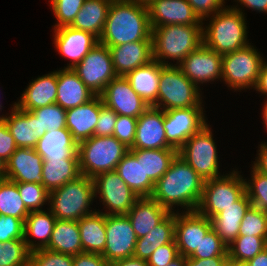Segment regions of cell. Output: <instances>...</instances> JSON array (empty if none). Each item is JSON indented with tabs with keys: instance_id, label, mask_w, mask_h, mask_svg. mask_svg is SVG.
I'll return each mask as SVG.
<instances>
[{
	"instance_id": "6da1fadb",
	"label": "cell",
	"mask_w": 267,
	"mask_h": 266,
	"mask_svg": "<svg viewBox=\"0 0 267 266\" xmlns=\"http://www.w3.org/2000/svg\"><path fill=\"white\" fill-rule=\"evenodd\" d=\"M204 181L179 155L170 164L167 172L155 183L150 196L169 212L180 206L183 212L196 211Z\"/></svg>"
},
{
	"instance_id": "7a4b0ae2",
	"label": "cell",
	"mask_w": 267,
	"mask_h": 266,
	"mask_svg": "<svg viewBox=\"0 0 267 266\" xmlns=\"http://www.w3.org/2000/svg\"><path fill=\"white\" fill-rule=\"evenodd\" d=\"M137 41H152L147 5L127 0H112L99 43L117 46Z\"/></svg>"
},
{
	"instance_id": "3957f363",
	"label": "cell",
	"mask_w": 267,
	"mask_h": 266,
	"mask_svg": "<svg viewBox=\"0 0 267 266\" xmlns=\"http://www.w3.org/2000/svg\"><path fill=\"white\" fill-rule=\"evenodd\" d=\"M203 22V44L220 55L237 51L250 44L246 17L228 5Z\"/></svg>"
},
{
	"instance_id": "277c9868",
	"label": "cell",
	"mask_w": 267,
	"mask_h": 266,
	"mask_svg": "<svg viewBox=\"0 0 267 266\" xmlns=\"http://www.w3.org/2000/svg\"><path fill=\"white\" fill-rule=\"evenodd\" d=\"M202 44L203 25H166L152 29L153 60L162 65L177 66Z\"/></svg>"
},
{
	"instance_id": "5b68a950",
	"label": "cell",
	"mask_w": 267,
	"mask_h": 266,
	"mask_svg": "<svg viewBox=\"0 0 267 266\" xmlns=\"http://www.w3.org/2000/svg\"><path fill=\"white\" fill-rule=\"evenodd\" d=\"M93 178L84 175L49 193V210L58 220L79 221L96 211ZM90 208V209H89Z\"/></svg>"
},
{
	"instance_id": "8992f818",
	"label": "cell",
	"mask_w": 267,
	"mask_h": 266,
	"mask_svg": "<svg viewBox=\"0 0 267 266\" xmlns=\"http://www.w3.org/2000/svg\"><path fill=\"white\" fill-rule=\"evenodd\" d=\"M129 148L112 136H92L78 143L79 169L81 175H96L116 170Z\"/></svg>"
},
{
	"instance_id": "52a82bcc",
	"label": "cell",
	"mask_w": 267,
	"mask_h": 266,
	"mask_svg": "<svg viewBox=\"0 0 267 266\" xmlns=\"http://www.w3.org/2000/svg\"><path fill=\"white\" fill-rule=\"evenodd\" d=\"M201 89L191 82L176 65L161 69L157 108L164 111L189 107H203Z\"/></svg>"
},
{
	"instance_id": "ba28073f",
	"label": "cell",
	"mask_w": 267,
	"mask_h": 266,
	"mask_svg": "<svg viewBox=\"0 0 267 266\" xmlns=\"http://www.w3.org/2000/svg\"><path fill=\"white\" fill-rule=\"evenodd\" d=\"M237 169L204 181L202 196L196 211L211 219L233 205L246 193L244 176Z\"/></svg>"
},
{
	"instance_id": "9c48e42d",
	"label": "cell",
	"mask_w": 267,
	"mask_h": 266,
	"mask_svg": "<svg viewBox=\"0 0 267 266\" xmlns=\"http://www.w3.org/2000/svg\"><path fill=\"white\" fill-rule=\"evenodd\" d=\"M254 45L222 55V80L235 91L254 89L264 61Z\"/></svg>"
},
{
	"instance_id": "30bf717a",
	"label": "cell",
	"mask_w": 267,
	"mask_h": 266,
	"mask_svg": "<svg viewBox=\"0 0 267 266\" xmlns=\"http://www.w3.org/2000/svg\"><path fill=\"white\" fill-rule=\"evenodd\" d=\"M210 124L192 135L178 150V155L186 161L203 181L221 177L218 150L213 139Z\"/></svg>"
},
{
	"instance_id": "8fae6325",
	"label": "cell",
	"mask_w": 267,
	"mask_h": 266,
	"mask_svg": "<svg viewBox=\"0 0 267 266\" xmlns=\"http://www.w3.org/2000/svg\"><path fill=\"white\" fill-rule=\"evenodd\" d=\"M94 192L103 204L105 211H99L105 215H126L139 198L114 171L103 172L93 178ZM99 195V196H97Z\"/></svg>"
},
{
	"instance_id": "7c38bea8",
	"label": "cell",
	"mask_w": 267,
	"mask_h": 266,
	"mask_svg": "<svg viewBox=\"0 0 267 266\" xmlns=\"http://www.w3.org/2000/svg\"><path fill=\"white\" fill-rule=\"evenodd\" d=\"M73 70L80 80L96 95L117 77L108 46L98 43Z\"/></svg>"
},
{
	"instance_id": "4fadbf2b",
	"label": "cell",
	"mask_w": 267,
	"mask_h": 266,
	"mask_svg": "<svg viewBox=\"0 0 267 266\" xmlns=\"http://www.w3.org/2000/svg\"><path fill=\"white\" fill-rule=\"evenodd\" d=\"M204 107H189L164 111V129L167 142L179 150L206 122Z\"/></svg>"
},
{
	"instance_id": "5bb4252c",
	"label": "cell",
	"mask_w": 267,
	"mask_h": 266,
	"mask_svg": "<svg viewBox=\"0 0 267 266\" xmlns=\"http://www.w3.org/2000/svg\"><path fill=\"white\" fill-rule=\"evenodd\" d=\"M137 239L126 215H106V246L102 256L109 263L133 257Z\"/></svg>"
},
{
	"instance_id": "9a60e30c",
	"label": "cell",
	"mask_w": 267,
	"mask_h": 266,
	"mask_svg": "<svg viewBox=\"0 0 267 266\" xmlns=\"http://www.w3.org/2000/svg\"><path fill=\"white\" fill-rule=\"evenodd\" d=\"M177 66L199 89L201 84L222 80V55L204 44L188 54Z\"/></svg>"
},
{
	"instance_id": "2e32d148",
	"label": "cell",
	"mask_w": 267,
	"mask_h": 266,
	"mask_svg": "<svg viewBox=\"0 0 267 266\" xmlns=\"http://www.w3.org/2000/svg\"><path fill=\"white\" fill-rule=\"evenodd\" d=\"M212 228L209 218L197 211L175 212V241L179 255L190 257Z\"/></svg>"
},
{
	"instance_id": "e0dca14e",
	"label": "cell",
	"mask_w": 267,
	"mask_h": 266,
	"mask_svg": "<svg viewBox=\"0 0 267 266\" xmlns=\"http://www.w3.org/2000/svg\"><path fill=\"white\" fill-rule=\"evenodd\" d=\"M105 106L113 109L118 115L139 118L150 107L132 89L124 76L114 78L100 94Z\"/></svg>"
},
{
	"instance_id": "ac0fdd59",
	"label": "cell",
	"mask_w": 267,
	"mask_h": 266,
	"mask_svg": "<svg viewBox=\"0 0 267 266\" xmlns=\"http://www.w3.org/2000/svg\"><path fill=\"white\" fill-rule=\"evenodd\" d=\"M53 30L55 50L62 55L61 57L68 58L71 62L67 63L64 68L73 69L99 43V39L92 33L71 26H63Z\"/></svg>"
},
{
	"instance_id": "d6986e66",
	"label": "cell",
	"mask_w": 267,
	"mask_h": 266,
	"mask_svg": "<svg viewBox=\"0 0 267 266\" xmlns=\"http://www.w3.org/2000/svg\"><path fill=\"white\" fill-rule=\"evenodd\" d=\"M147 9L152 29L166 25H203L187 0H151Z\"/></svg>"
},
{
	"instance_id": "ffe728a7",
	"label": "cell",
	"mask_w": 267,
	"mask_h": 266,
	"mask_svg": "<svg viewBox=\"0 0 267 266\" xmlns=\"http://www.w3.org/2000/svg\"><path fill=\"white\" fill-rule=\"evenodd\" d=\"M130 149H175L166 140L164 110L150 106L137 118L136 136Z\"/></svg>"
},
{
	"instance_id": "44dd1931",
	"label": "cell",
	"mask_w": 267,
	"mask_h": 266,
	"mask_svg": "<svg viewBox=\"0 0 267 266\" xmlns=\"http://www.w3.org/2000/svg\"><path fill=\"white\" fill-rule=\"evenodd\" d=\"M43 159L34 148H17L5 163L4 178L18 183L43 184Z\"/></svg>"
},
{
	"instance_id": "7402d4cb",
	"label": "cell",
	"mask_w": 267,
	"mask_h": 266,
	"mask_svg": "<svg viewBox=\"0 0 267 266\" xmlns=\"http://www.w3.org/2000/svg\"><path fill=\"white\" fill-rule=\"evenodd\" d=\"M0 122L6 123L18 148H35L40 139V125L31 111L18 109L14 102L10 113L0 115Z\"/></svg>"
},
{
	"instance_id": "603a6c76",
	"label": "cell",
	"mask_w": 267,
	"mask_h": 266,
	"mask_svg": "<svg viewBox=\"0 0 267 266\" xmlns=\"http://www.w3.org/2000/svg\"><path fill=\"white\" fill-rule=\"evenodd\" d=\"M108 47L117 76L125 77L153 60L152 41H137Z\"/></svg>"
},
{
	"instance_id": "cb8c5ba5",
	"label": "cell",
	"mask_w": 267,
	"mask_h": 266,
	"mask_svg": "<svg viewBox=\"0 0 267 266\" xmlns=\"http://www.w3.org/2000/svg\"><path fill=\"white\" fill-rule=\"evenodd\" d=\"M103 105L100 95H96L87 103L66 110V128L78 143L94 136Z\"/></svg>"
},
{
	"instance_id": "d4e9b609",
	"label": "cell",
	"mask_w": 267,
	"mask_h": 266,
	"mask_svg": "<svg viewBox=\"0 0 267 266\" xmlns=\"http://www.w3.org/2000/svg\"><path fill=\"white\" fill-rule=\"evenodd\" d=\"M34 149L43 160L79 159L78 142L67 128L47 130Z\"/></svg>"
},
{
	"instance_id": "484cf974",
	"label": "cell",
	"mask_w": 267,
	"mask_h": 266,
	"mask_svg": "<svg viewBox=\"0 0 267 266\" xmlns=\"http://www.w3.org/2000/svg\"><path fill=\"white\" fill-rule=\"evenodd\" d=\"M96 96L71 68L57 70L56 104L64 110L87 103Z\"/></svg>"
},
{
	"instance_id": "4316f807",
	"label": "cell",
	"mask_w": 267,
	"mask_h": 266,
	"mask_svg": "<svg viewBox=\"0 0 267 266\" xmlns=\"http://www.w3.org/2000/svg\"><path fill=\"white\" fill-rule=\"evenodd\" d=\"M57 70L38 76L30 81L27 88L16 102L18 109L32 111L39 107L56 103Z\"/></svg>"
},
{
	"instance_id": "83f0119b",
	"label": "cell",
	"mask_w": 267,
	"mask_h": 266,
	"mask_svg": "<svg viewBox=\"0 0 267 266\" xmlns=\"http://www.w3.org/2000/svg\"><path fill=\"white\" fill-rule=\"evenodd\" d=\"M170 212L151 197L138 198L126 216L137 238L147 235Z\"/></svg>"
},
{
	"instance_id": "f1b7e54d",
	"label": "cell",
	"mask_w": 267,
	"mask_h": 266,
	"mask_svg": "<svg viewBox=\"0 0 267 266\" xmlns=\"http://www.w3.org/2000/svg\"><path fill=\"white\" fill-rule=\"evenodd\" d=\"M251 205V201L247 193H245L233 205L225 208L210 219L212 229L227 247L239 236L241 221Z\"/></svg>"
},
{
	"instance_id": "f546056e",
	"label": "cell",
	"mask_w": 267,
	"mask_h": 266,
	"mask_svg": "<svg viewBox=\"0 0 267 266\" xmlns=\"http://www.w3.org/2000/svg\"><path fill=\"white\" fill-rule=\"evenodd\" d=\"M165 65L152 60L147 65L136 68L128 73L125 78L130 83L132 89L149 106L157 108V94L161 69Z\"/></svg>"
},
{
	"instance_id": "4dcf8cb0",
	"label": "cell",
	"mask_w": 267,
	"mask_h": 266,
	"mask_svg": "<svg viewBox=\"0 0 267 266\" xmlns=\"http://www.w3.org/2000/svg\"><path fill=\"white\" fill-rule=\"evenodd\" d=\"M56 220L57 218L48 208L45 211H30L24 221L23 238L30 251L48 246ZM32 237L38 240H34Z\"/></svg>"
},
{
	"instance_id": "1f68e13d",
	"label": "cell",
	"mask_w": 267,
	"mask_h": 266,
	"mask_svg": "<svg viewBox=\"0 0 267 266\" xmlns=\"http://www.w3.org/2000/svg\"><path fill=\"white\" fill-rule=\"evenodd\" d=\"M137 197H150L155 183L144 174L142 158H136L128 151L115 170Z\"/></svg>"
},
{
	"instance_id": "d6a6232c",
	"label": "cell",
	"mask_w": 267,
	"mask_h": 266,
	"mask_svg": "<svg viewBox=\"0 0 267 266\" xmlns=\"http://www.w3.org/2000/svg\"><path fill=\"white\" fill-rule=\"evenodd\" d=\"M77 222L83 252L102 255L106 246V215L95 211Z\"/></svg>"
},
{
	"instance_id": "836d02e7",
	"label": "cell",
	"mask_w": 267,
	"mask_h": 266,
	"mask_svg": "<svg viewBox=\"0 0 267 266\" xmlns=\"http://www.w3.org/2000/svg\"><path fill=\"white\" fill-rule=\"evenodd\" d=\"M175 238V212H170L147 235L138 238L133 257L148 260L160 246L170 243Z\"/></svg>"
},
{
	"instance_id": "e575fe53",
	"label": "cell",
	"mask_w": 267,
	"mask_h": 266,
	"mask_svg": "<svg viewBox=\"0 0 267 266\" xmlns=\"http://www.w3.org/2000/svg\"><path fill=\"white\" fill-rule=\"evenodd\" d=\"M111 2L112 0H86L70 26L90 32L99 39L104 30Z\"/></svg>"
},
{
	"instance_id": "d590c367",
	"label": "cell",
	"mask_w": 267,
	"mask_h": 266,
	"mask_svg": "<svg viewBox=\"0 0 267 266\" xmlns=\"http://www.w3.org/2000/svg\"><path fill=\"white\" fill-rule=\"evenodd\" d=\"M46 249L72 256L82 253L78 222L57 219Z\"/></svg>"
},
{
	"instance_id": "8d00e7d4",
	"label": "cell",
	"mask_w": 267,
	"mask_h": 266,
	"mask_svg": "<svg viewBox=\"0 0 267 266\" xmlns=\"http://www.w3.org/2000/svg\"><path fill=\"white\" fill-rule=\"evenodd\" d=\"M43 186L50 193L81 176L79 159L43 160Z\"/></svg>"
},
{
	"instance_id": "74e56055",
	"label": "cell",
	"mask_w": 267,
	"mask_h": 266,
	"mask_svg": "<svg viewBox=\"0 0 267 266\" xmlns=\"http://www.w3.org/2000/svg\"><path fill=\"white\" fill-rule=\"evenodd\" d=\"M136 157L142 158L145 176L156 183L169 169L178 155L177 149H129Z\"/></svg>"
},
{
	"instance_id": "f35d334b",
	"label": "cell",
	"mask_w": 267,
	"mask_h": 266,
	"mask_svg": "<svg viewBox=\"0 0 267 266\" xmlns=\"http://www.w3.org/2000/svg\"><path fill=\"white\" fill-rule=\"evenodd\" d=\"M29 213L19 194L18 182L3 178L0 182V215L13 216L24 222Z\"/></svg>"
},
{
	"instance_id": "ab89813d",
	"label": "cell",
	"mask_w": 267,
	"mask_h": 266,
	"mask_svg": "<svg viewBox=\"0 0 267 266\" xmlns=\"http://www.w3.org/2000/svg\"><path fill=\"white\" fill-rule=\"evenodd\" d=\"M265 248H267V237L238 236L228 246V257L233 260L248 262Z\"/></svg>"
},
{
	"instance_id": "60d3db41",
	"label": "cell",
	"mask_w": 267,
	"mask_h": 266,
	"mask_svg": "<svg viewBox=\"0 0 267 266\" xmlns=\"http://www.w3.org/2000/svg\"><path fill=\"white\" fill-rule=\"evenodd\" d=\"M39 121L40 138L47 130L66 128V110L53 103L45 107H39L31 111Z\"/></svg>"
},
{
	"instance_id": "b9f144b4",
	"label": "cell",
	"mask_w": 267,
	"mask_h": 266,
	"mask_svg": "<svg viewBox=\"0 0 267 266\" xmlns=\"http://www.w3.org/2000/svg\"><path fill=\"white\" fill-rule=\"evenodd\" d=\"M30 252L24 239L0 242V266H23L30 261Z\"/></svg>"
},
{
	"instance_id": "7bdbcfd3",
	"label": "cell",
	"mask_w": 267,
	"mask_h": 266,
	"mask_svg": "<svg viewBox=\"0 0 267 266\" xmlns=\"http://www.w3.org/2000/svg\"><path fill=\"white\" fill-rule=\"evenodd\" d=\"M251 178L245 179L246 193L252 206L267 213V175L251 167Z\"/></svg>"
},
{
	"instance_id": "ee69618b",
	"label": "cell",
	"mask_w": 267,
	"mask_h": 266,
	"mask_svg": "<svg viewBox=\"0 0 267 266\" xmlns=\"http://www.w3.org/2000/svg\"><path fill=\"white\" fill-rule=\"evenodd\" d=\"M239 236L267 237V213L251 205L241 221Z\"/></svg>"
},
{
	"instance_id": "f6af8a7d",
	"label": "cell",
	"mask_w": 267,
	"mask_h": 266,
	"mask_svg": "<svg viewBox=\"0 0 267 266\" xmlns=\"http://www.w3.org/2000/svg\"><path fill=\"white\" fill-rule=\"evenodd\" d=\"M18 191L29 211L43 210L49 200V192L39 183H18Z\"/></svg>"
},
{
	"instance_id": "bcb514c9",
	"label": "cell",
	"mask_w": 267,
	"mask_h": 266,
	"mask_svg": "<svg viewBox=\"0 0 267 266\" xmlns=\"http://www.w3.org/2000/svg\"><path fill=\"white\" fill-rule=\"evenodd\" d=\"M86 0H49L57 22L53 29L70 26Z\"/></svg>"
},
{
	"instance_id": "7dc6e473",
	"label": "cell",
	"mask_w": 267,
	"mask_h": 266,
	"mask_svg": "<svg viewBox=\"0 0 267 266\" xmlns=\"http://www.w3.org/2000/svg\"><path fill=\"white\" fill-rule=\"evenodd\" d=\"M190 257L198 259L228 257V247L211 228L202 238L199 248Z\"/></svg>"
},
{
	"instance_id": "c3c4849f",
	"label": "cell",
	"mask_w": 267,
	"mask_h": 266,
	"mask_svg": "<svg viewBox=\"0 0 267 266\" xmlns=\"http://www.w3.org/2000/svg\"><path fill=\"white\" fill-rule=\"evenodd\" d=\"M73 257L46 248L30 252V261L34 266H73Z\"/></svg>"
},
{
	"instance_id": "681fc988",
	"label": "cell",
	"mask_w": 267,
	"mask_h": 266,
	"mask_svg": "<svg viewBox=\"0 0 267 266\" xmlns=\"http://www.w3.org/2000/svg\"><path fill=\"white\" fill-rule=\"evenodd\" d=\"M136 125L137 118L118 115L113 136L130 149L135 140Z\"/></svg>"
},
{
	"instance_id": "f907efd6",
	"label": "cell",
	"mask_w": 267,
	"mask_h": 266,
	"mask_svg": "<svg viewBox=\"0 0 267 266\" xmlns=\"http://www.w3.org/2000/svg\"><path fill=\"white\" fill-rule=\"evenodd\" d=\"M24 238V222L13 216L0 215V242Z\"/></svg>"
},
{
	"instance_id": "816d5d0a",
	"label": "cell",
	"mask_w": 267,
	"mask_h": 266,
	"mask_svg": "<svg viewBox=\"0 0 267 266\" xmlns=\"http://www.w3.org/2000/svg\"><path fill=\"white\" fill-rule=\"evenodd\" d=\"M179 256L175 239L158 247L147 260L149 266H166Z\"/></svg>"
},
{
	"instance_id": "f5cc1de1",
	"label": "cell",
	"mask_w": 267,
	"mask_h": 266,
	"mask_svg": "<svg viewBox=\"0 0 267 266\" xmlns=\"http://www.w3.org/2000/svg\"><path fill=\"white\" fill-rule=\"evenodd\" d=\"M118 114L103 105L100 108L99 119L94 130V136H112Z\"/></svg>"
},
{
	"instance_id": "db71d44e",
	"label": "cell",
	"mask_w": 267,
	"mask_h": 266,
	"mask_svg": "<svg viewBox=\"0 0 267 266\" xmlns=\"http://www.w3.org/2000/svg\"><path fill=\"white\" fill-rule=\"evenodd\" d=\"M193 8L194 13L201 21L209 20L208 17L214 15L225 6V0H187ZM207 18V20H206Z\"/></svg>"
},
{
	"instance_id": "11a10c76",
	"label": "cell",
	"mask_w": 267,
	"mask_h": 266,
	"mask_svg": "<svg viewBox=\"0 0 267 266\" xmlns=\"http://www.w3.org/2000/svg\"><path fill=\"white\" fill-rule=\"evenodd\" d=\"M17 148L8 126L5 122H0V159L6 163Z\"/></svg>"
},
{
	"instance_id": "9f6ffc18",
	"label": "cell",
	"mask_w": 267,
	"mask_h": 266,
	"mask_svg": "<svg viewBox=\"0 0 267 266\" xmlns=\"http://www.w3.org/2000/svg\"><path fill=\"white\" fill-rule=\"evenodd\" d=\"M73 266H110L101 254L82 252L73 257Z\"/></svg>"
},
{
	"instance_id": "6f0895ef",
	"label": "cell",
	"mask_w": 267,
	"mask_h": 266,
	"mask_svg": "<svg viewBox=\"0 0 267 266\" xmlns=\"http://www.w3.org/2000/svg\"><path fill=\"white\" fill-rule=\"evenodd\" d=\"M228 257H210L198 259L186 257L184 266H226Z\"/></svg>"
},
{
	"instance_id": "680465c9",
	"label": "cell",
	"mask_w": 267,
	"mask_h": 266,
	"mask_svg": "<svg viewBox=\"0 0 267 266\" xmlns=\"http://www.w3.org/2000/svg\"><path fill=\"white\" fill-rule=\"evenodd\" d=\"M235 2H237V5H233L230 7L236 10H239L241 13H243L245 15V13L242 11V9L244 7L252 9V11H256L258 13H266L267 14V0H234ZM238 3L241 5L240 8L238 5Z\"/></svg>"
},
{
	"instance_id": "91938a15",
	"label": "cell",
	"mask_w": 267,
	"mask_h": 266,
	"mask_svg": "<svg viewBox=\"0 0 267 266\" xmlns=\"http://www.w3.org/2000/svg\"><path fill=\"white\" fill-rule=\"evenodd\" d=\"M258 154L252 167L258 172L267 175V142H261L257 150Z\"/></svg>"
},
{
	"instance_id": "94428289",
	"label": "cell",
	"mask_w": 267,
	"mask_h": 266,
	"mask_svg": "<svg viewBox=\"0 0 267 266\" xmlns=\"http://www.w3.org/2000/svg\"><path fill=\"white\" fill-rule=\"evenodd\" d=\"M254 90L259 94L261 93L262 95L267 96V61L265 60L262 63Z\"/></svg>"
},
{
	"instance_id": "6125c7cd",
	"label": "cell",
	"mask_w": 267,
	"mask_h": 266,
	"mask_svg": "<svg viewBox=\"0 0 267 266\" xmlns=\"http://www.w3.org/2000/svg\"><path fill=\"white\" fill-rule=\"evenodd\" d=\"M110 266H149L147 260L138 259L135 257L125 258L110 263Z\"/></svg>"
},
{
	"instance_id": "be15d7a7",
	"label": "cell",
	"mask_w": 267,
	"mask_h": 266,
	"mask_svg": "<svg viewBox=\"0 0 267 266\" xmlns=\"http://www.w3.org/2000/svg\"><path fill=\"white\" fill-rule=\"evenodd\" d=\"M250 266H267V248L248 261Z\"/></svg>"
},
{
	"instance_id": "e7e4bbea",
	"label": "cell",
	"mask_w": 267,
	"mask_h": 266,
	"mask_svg": "<svg viewBox=\"0 0 267 266\" xmlns=\"http://www.w3.org/2000/svg\"><path fill=\"white\" fill-rule=\"evenodd\" d=\"M185 256L179 255L177 258H175L173 261H171L168 265L166 266H184L185 264Z\"/></svg>"
},
{
	"instance_id": "03108f58",
	"label": "cell",
	"mask_w": 267,
	"mask_h": 266,
	"mask_svg": "<svg viewBox=\"0 0 267 266\" xmlns=\"http://www.w3.org/2000/svg\"><path fill=\"white\" fill-rule=\"evenodd\" d=\"M227 266H250L246 261L233 260L228 257Z\"/></svg>"
},
{
	"instance_id": "003e7915",
	"label": "cell",
	"mask_w": 267,
	"mask_h": 266,
	"mask_svg": "<svg viewBox=\"0 0 267 266\" xmlns=\"http://www.w3.org/2000/svg\"><path fill=\"white\" fill-rule=\"evenodd\" d=\"M264 105L262 106L263 110H262V119H263V124H264V127H266V130H267V99L265 102H263Z\"/></svg>"
},
{
	"instance_id": "a7ac6f4b",
	"label": "cell",
	"mask_w": 267,
	"mask_h": 266,
	"mask_svg": "<svg viewBox=\"0 0 267 266\" xmlns=\"http://www.w3.org/2000/svg\"><path fill=\"white\" fill-rule=\"evenodd\" d=\"M0 175H5V163L0 159Z\"/></svg>"
},
{
	"instance_id": "89a4df30",
	"label": "cell",
	"mask_w": 267,
	"mask_h": 266,
	"mask_svg": "<svg viewBox=\"0 0 267 266\" xmlns=\"http://www.w3.org/2000/svg\"><path fill=\"white\" fill-rule=\"evenodd\" d=\"M127 1H131V2H136V3L147 5L151 0H127Z\"/></svg>"
},
{
	"instance_id": "2644e50d",
	"label": "cell",
	"mask_w": 267,
	"mask_h": 266,
	"mask_svg": "<svg viewBox=\"0 0 267 266\" xmlns=\"http://www.w3.org/2000/svg\"><path fill=\"white\" fill-rule=\"evenodd\" d=\"M23 266H34L31 261H29L27 264L23 265Z\"/></svg>"
},
{
	"instance_id": "8c879c8a",
	"label": "cell",
	"mask_w": 267,
	"mask_h": 266,
	"mask_svg": "<svg viewBox=\"0 0 267 266\" xmlns=\"http://www.w3.org/2000/svg\"><path fill=\"white\" fill-rule=\"evenodd\" d=\"M2 108H3V106H2V103H1V101H0V111L2 112ZM0 112V113H1Z\"/></svg>"
},
{
	"instance_id": "753ad0ef",
	"label": "cell",
	"mask_w": 267,
	"mask_h": 266,
	"mask_svg": "<svg viewBox=\"0 0 267 266\" xmlns=\"http://www.w3.org/2000/svg\"><path fill=\"white\" fill-rule=\"evenodd\" d=\"M5 175H0V182L4 178Z\"/></svg>"
}]
</instances>
